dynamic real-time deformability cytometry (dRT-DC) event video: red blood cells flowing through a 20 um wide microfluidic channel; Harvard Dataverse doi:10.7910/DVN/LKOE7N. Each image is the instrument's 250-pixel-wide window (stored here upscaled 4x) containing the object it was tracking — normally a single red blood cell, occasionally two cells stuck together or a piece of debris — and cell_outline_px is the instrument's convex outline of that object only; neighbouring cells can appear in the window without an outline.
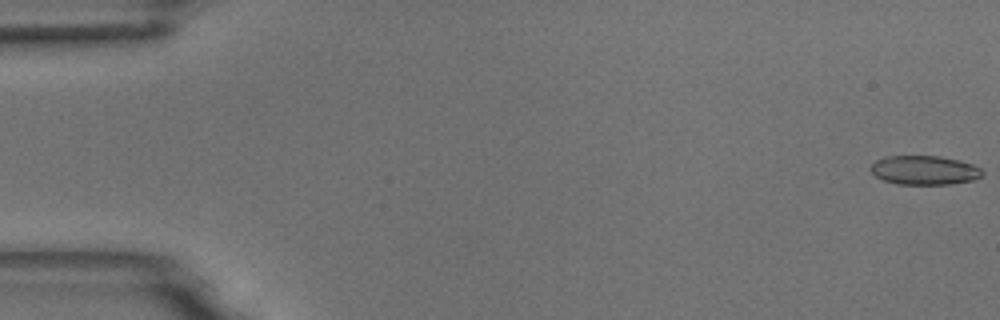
{"species": "common noctule bat (a hibernating species)", "species_latin": "Nyctalus noctula", "temperature_condition": "room temperature", "stored_images_in_passage": 55, "camera_frame_rate_fps": 3000, "um_per_image_px": 0.085, "animal": {"sex": "male", "body_mass_g": 18.8}, "frame": {"image": 1, "passage_image": 1, "time_ms": 0.0, "image_size_px": [1000, 320], "cell_outline_px": [[984, 172], [980, 176], [972, 180], [948, 184], [896, 184], [884, 180], [876, 176], [872, 172], [872, 164], [876, 160], [884, 156], [940, 156], [960, 160], [972, 164], [980, 168]], "centroid_in_image_um": [78.57, 14.46], "position_along_channel_um": 6.4, "area_um2": 18.79}}
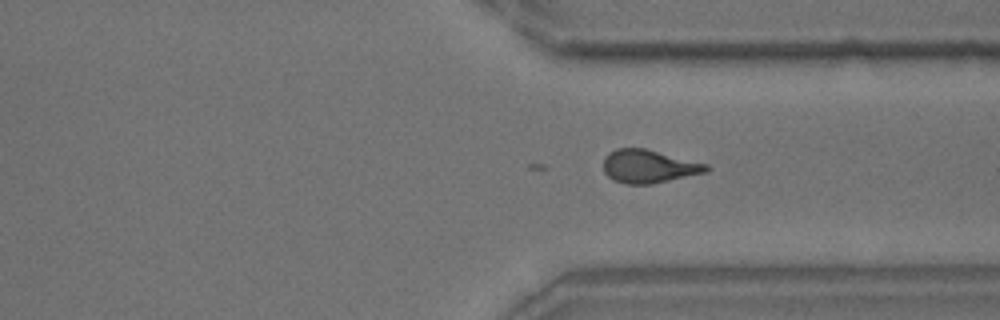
{"frame": {"image": 2, "passage_image": 41, "time_ms": 13.333, "image_size_px": [1000, 320], "cell_outline_px": [[712, 168], [708, 172], [652, 184], [624, 184], [612, 180], [604, 172], [604, 156], [608, 152], [616, 148], [644, 148], [708, 164]], "centroid_in_image_um": [55.15, 14.15], "position_along_channel_um": 356.3, "area_um2": 20.11}}
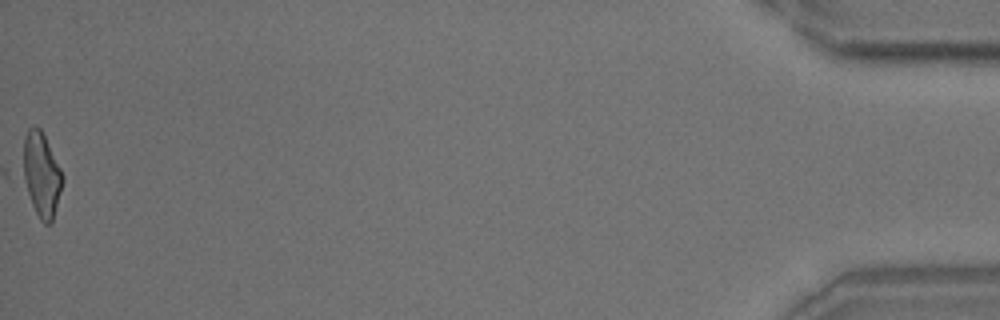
{"frame": {"image": 3, "passage_image": 55, "time_ms": 18.0, "image_size_px": [1000, 320], "cell_outline_px": [[64, 180], [52, 224], [44, 224], [40, 220], [16, 172], [24, 136], [28, 128], [32, 124], [40, 128], [64, 176]], "centroid_in_image_um": [3.41, 14.82], "position_along_channel_um": 431.8, "area_um2": 20.87}}